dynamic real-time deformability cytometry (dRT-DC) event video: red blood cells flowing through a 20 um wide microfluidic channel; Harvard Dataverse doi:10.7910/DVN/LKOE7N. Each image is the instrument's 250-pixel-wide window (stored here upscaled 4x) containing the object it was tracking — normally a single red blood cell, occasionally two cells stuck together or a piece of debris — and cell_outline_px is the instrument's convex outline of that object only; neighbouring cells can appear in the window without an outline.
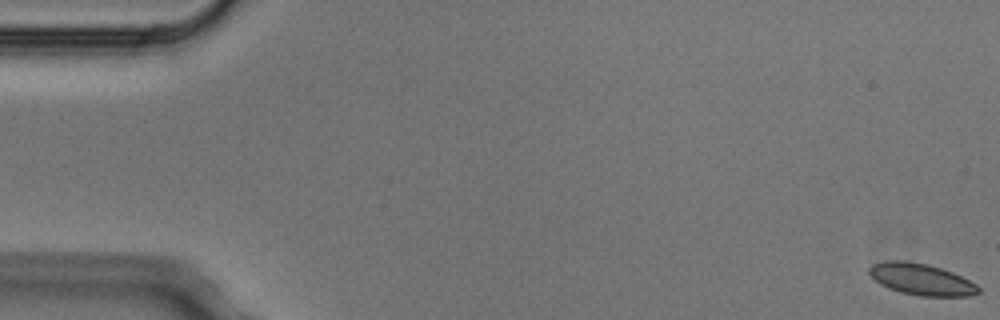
{"species": "Egyptian fruit bat (a non-hibernating species)", "species_latin": "Rousettus aegyptiacus", "temperature_condition": "cold", "stored_images_in_passage": 5, "camera_frame_rate_fps": 3000, "um_per_image_px": 0.085, "animal": {"sex": "male"}, "frame": {"image": 1, "passage_image": 1, "time_ms": 0.0, "image_size_px": [1000, 320], "cell_outline_px": [[980, 292], [972, 296], [920, 296], [900, 292], [888, 288], [880, 284], [868, 272], [868, 268], [872, 264], [888, 260], [904, 260], [928, 264], [952, 272], [976, 284], [980, 288]], "centroid_in_image_um": [78.3, 23.74], "position_along_channel_um": 6.7, "area_um2": 20.06}}